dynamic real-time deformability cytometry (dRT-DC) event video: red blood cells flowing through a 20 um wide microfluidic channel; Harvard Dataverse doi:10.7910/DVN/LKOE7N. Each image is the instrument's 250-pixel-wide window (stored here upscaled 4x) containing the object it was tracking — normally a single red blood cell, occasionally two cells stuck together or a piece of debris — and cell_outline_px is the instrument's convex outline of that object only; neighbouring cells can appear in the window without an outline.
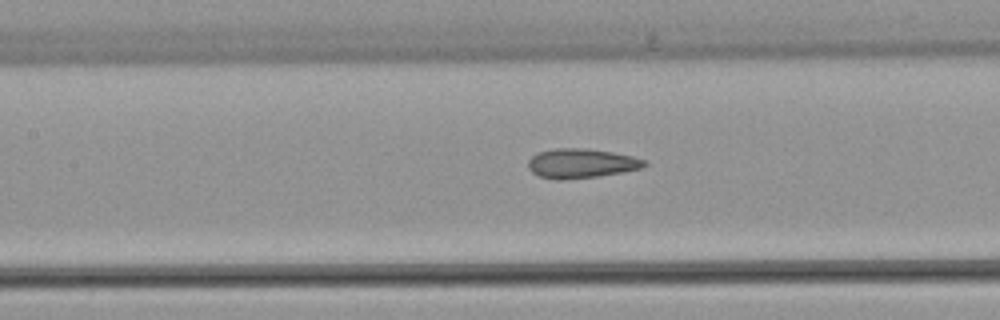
{"species": "common noctule bat (a hibernating species)", "species_latin": "Nyctalus noctula", "temperature_condition": "warm", "stored_images_in_passage": 25, "camera_frame_rate_fps": 3000, "um_per_image_px": 0.085, "animal": {"sex": "female", "body_mass_g": 22.7, "forearm_length_mm": 54.2}, "frame": {"image": 1, "passage_image": 8, "time_ms": 2.333, "image_size_px": [1000, 320], "cell_outline_px": [[648, 164], [640, 168], [624, 172], [596, 176], [564, 180], [540, 176], [532, 172], [528, 168], [528, 160], [536, 152], [556, 148], [588, 148], [612, 152], [632, 156], [648, 160]], "centroid_in_image_um": [49.42, 13.87], "position_along_channel_um": 158.0, "area_um2": 20.0}}